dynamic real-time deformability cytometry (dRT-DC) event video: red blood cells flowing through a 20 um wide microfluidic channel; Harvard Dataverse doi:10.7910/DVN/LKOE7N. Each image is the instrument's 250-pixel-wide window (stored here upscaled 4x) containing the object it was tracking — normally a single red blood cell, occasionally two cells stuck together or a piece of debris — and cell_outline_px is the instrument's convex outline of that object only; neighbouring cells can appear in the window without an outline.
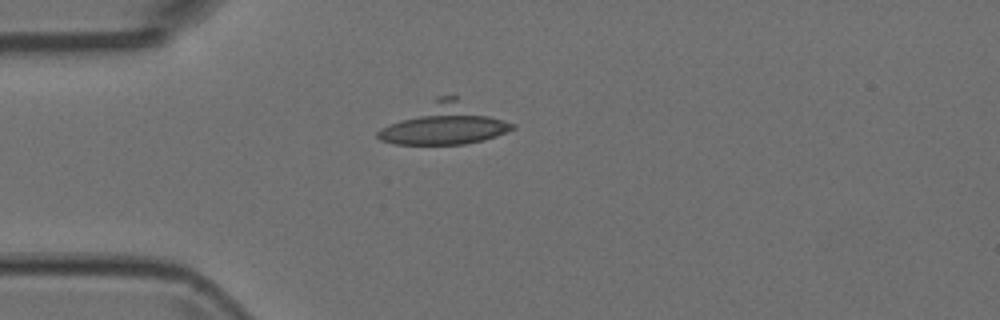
{"species": "Egyptian fruit bat (a non-hibernating species)", "species_latin": "Rousettus aegyptiacus", "temperature_condition": "room temperature", "stored_images_in_passage": 6, "segment_of_instrument_passage": [2, 2], "camera_frame_rate_fps": 3000, "um_per_image_px": 0.085, "animal": {"sex": "female"}, "frame": {"image": 1, "passage_image": 6, "time_ms": 1.667, "image_size_px": [1000, 320], "cell_outline_px": [[516, 128], [496, 136], [484, 140], [464, 144], [396, 144], [380, 140], [376, 136], [376, 132], [380, 128], [436, 96], [456, 96], [516, 124]], "centroid_in_image_um": [37.8, 10.53], "position_along_channel_um": 47.2, "area_um2": 32.08}}